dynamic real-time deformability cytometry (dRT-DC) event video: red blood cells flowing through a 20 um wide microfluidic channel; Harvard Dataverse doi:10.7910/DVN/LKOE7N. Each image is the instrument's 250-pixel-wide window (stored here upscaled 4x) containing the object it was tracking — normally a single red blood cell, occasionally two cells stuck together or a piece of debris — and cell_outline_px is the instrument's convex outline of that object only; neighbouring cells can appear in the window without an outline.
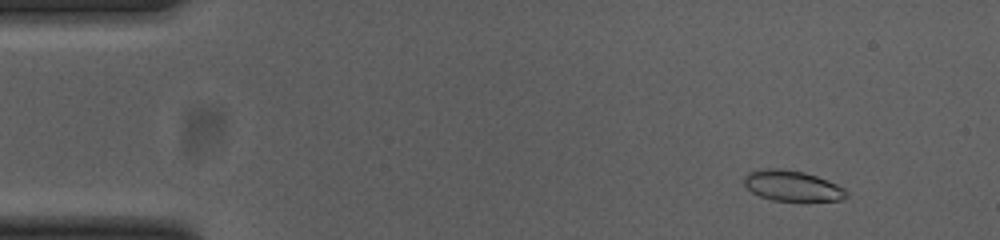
{"species": "common noctule bat (a hibernating species)", "species_latin": "Nyctalus noctula", "temperature_condition": "cold", "stored_images_in_passage": 55, "camera_frame_rate_fps": 3000, "um_per_image_px": 0.085, "animal": {"sex": "female", "body_mass_g": 23.0, "forearm_length_mm": 53.4}, "frame": {"image": 1, "passage_image": 6, "time_ms": 1.667, "image_size_px": [1000, 240], "cell_outline_px": [[848, 196], [844, 200], [772, 200], [760, 196], [752, 192], [744, 184], [744, 176], [748, 172], [764, 168], [780, 168], [804, 172], [828, 180], [844, 188], [848, 192]], "centroid_in_image_um": [67.34, 15.78], "position_along_channel_um": 17.7, "area_um2": 18.15}}
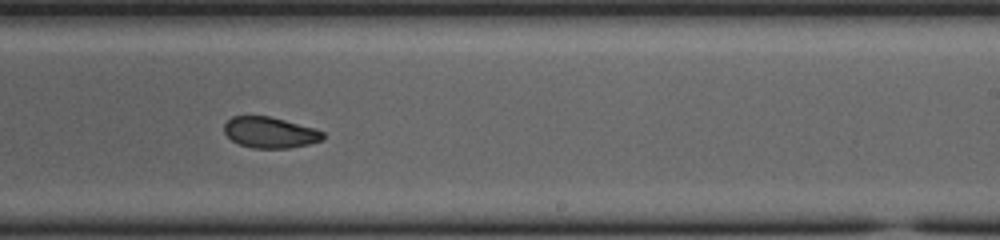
{"frame": {"image": 2, "passage_image": 34, "time_ms": 11.0, "image_size_px": [1000, 240], "cell_outline_px": [[324, 140], [308, 144], [288, 148], [252, 148], [240, 144], [232, 140], [224, 132], [224, 124], [232, 116], [268, 116], [316, 128], [324, 132]], "centroid_in_image_um": [22.97, 11.26], "position_along_channel_um": 266.0, "area_um2": 17.8}}
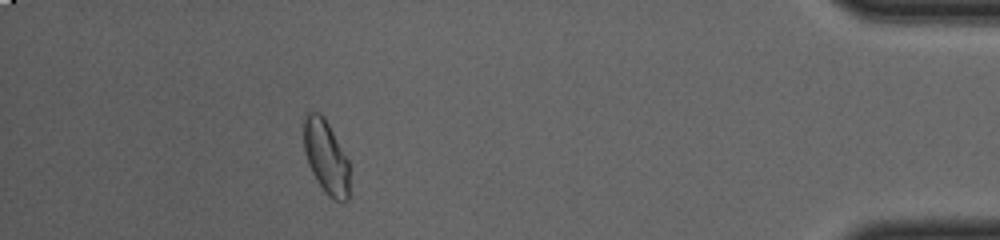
{"frame": {"image": 3, "passage_image": 50, "time_ms": 16.333, "image_size_px": [1000, 240], "cell_outline_px": [[348, 200], [336, 200], [328, 196], [324, 192], [316, 180], [308, 164], [304, 148], [304, 120], [308, 112], [320, 112], [324, 116], [348, 160]], "centroid_in_image_um": [27.69, 13.33], "position_along_channel_um": 407.5, "area_um2": 19.31}, "authors_computed_cell_mechanics": {"area_um2": 18.9006, "velocity_mm_per_s": 3.6926, "shape_relaxation_time_tau1_ms": 3.0573, "shape_relaxation_time_tau2_ms": 2.6603, "deformation_change_tau1": 0.0917, "deformation_change_tau2": 0.0548}}